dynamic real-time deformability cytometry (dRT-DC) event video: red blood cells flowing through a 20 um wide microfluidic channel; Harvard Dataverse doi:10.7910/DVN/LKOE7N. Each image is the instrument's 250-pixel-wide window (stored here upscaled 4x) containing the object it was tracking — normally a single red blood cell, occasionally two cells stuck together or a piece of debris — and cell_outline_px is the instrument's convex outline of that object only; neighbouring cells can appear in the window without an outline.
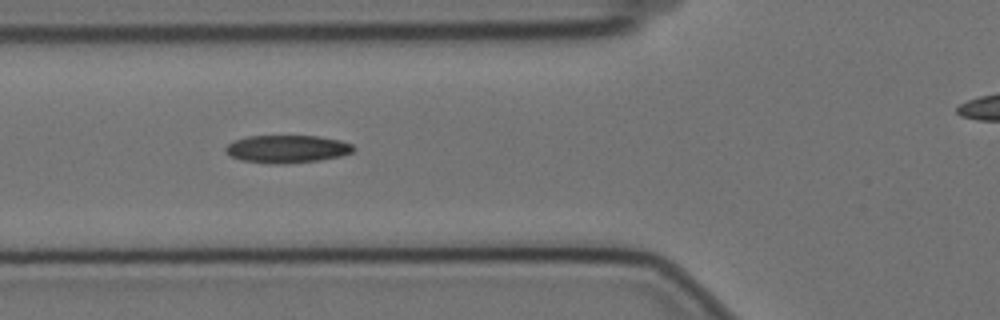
{"species": "Egyptian fruit bat (a non-hibernating species)", "species_latin": "Rousettus aegyptiacus", "temperature_condition": "cold", "stored_images_in_passage": 17, "camera_frame_rate_fps": 3000, "um_per_image_px": 0.085, "animal": {"sex": "female"}, "frame": {"image": 1, "passage_image": 3, "time_ms": 0.667, "image_size_px": [1000, 320], "cell_outline_px": [[356, 148], [352, 152], [340, 156], [320, 160], [280, 164], [268, 164], [240, 160], [224, 152], [224, 148], [228, 144], [236, 140], [248, 136], [316, 136], [340, 140], [352, 144]], "centroid_in_image_um": [24.39, 12.67], "position_along_channel_um": 101.4, "area_um2": 20.69}}
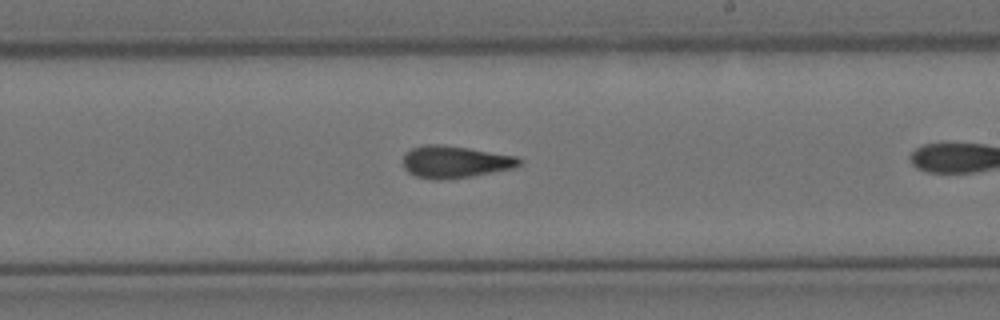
{"frame": {"image": 2, "passage_image": 12, "time_ms": 3.667, "image_size_px": [1000, 320], "cell_outline_px": [[524, 160], [520, 164], [512, 168], [472, 176], [440, 180], [432, 180], [416, 176], [408, 172], [404, 168], [404, 152], [412, 148], [424, 144], [444, 144], [516, 156]], "centroid_in_image_um": [38.65, 13.75], "position_along_channel_um": 250.4, "area_um2": 21.79}}
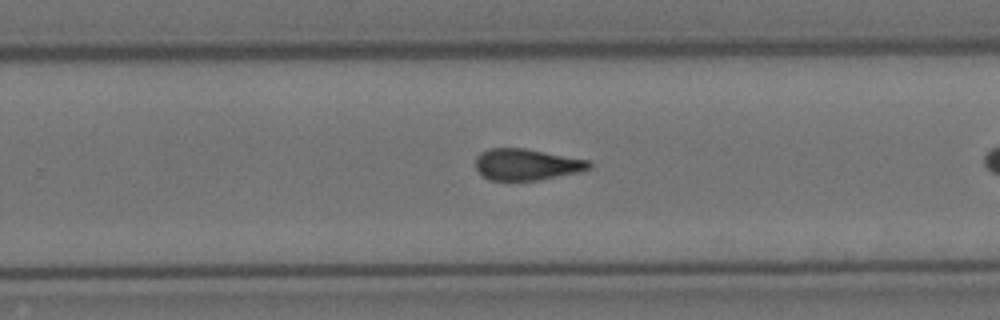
{"frame": {"image": 3, "passage_image": 15, "time_ms": 4.667, "image_size_px": [1000, 320], "cell_outline_px": [[592, 168], [580, 172], [540, 180], [488, 180], [476, 168], [476, 156], [480, 152], [488, 148], [524, 148], [588, 160], [592, 164]], "centroid_in_image_um": [44.77, 13.98], "position_along_channel_um": 285.0, "area_um2": 20.81}}